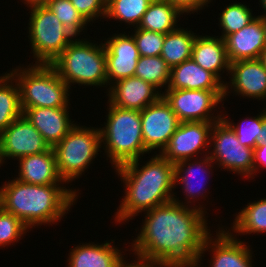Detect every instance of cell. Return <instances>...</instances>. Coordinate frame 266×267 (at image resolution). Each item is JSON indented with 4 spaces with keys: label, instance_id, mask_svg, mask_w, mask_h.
Wrapping results in <instances>:
<instances>
[{
    "label": "cell",
    "instance_id": "obj_41",
    "mask_svg": "<svg viewBox=\"0 0 266 267\" xmlns=\"http://www.w3.org/2000/svg\"><path fill=\"white\" fill-rule=\"evenodd\" d=\"M49 0H22V3L27 5V7L45 5Z\"/></svg>",
    "mask_w": 266,
    "mask_h": 267
},
{
    "label": "cell",
    "instance_id": "obj_44",
    "mask_svg": "<svg viewBox=\"0 0 266 267\" xmlns=\"http://www.w3.org/2000/svg\"><path fill=\"white\" fill-rule=\"evenodd\" d=\"M263 21V25H264V28H265V33H266V14H263V15H259Z\"/></svg>",
    "mask_w": 266,
    "mask_h": 267
},
{
    "label": "cell",
    "instance_id": "obj_31",
    "mask_svg": "<svg viewBox=\"0 0 266 267\" xmlns=\"http://www.w3.org/2000/svg\"><path fill=\"white\" fill-rule=\"evenodd\" d=\"M252 9L246 4L241 2L231 3L219 13V26L222 28V35L220 36L224 39L226 36L233 34L243 27L247 26L253 19L257 16H253Z\"/></svg>",
    "mask_w": 266,
    "mask_h": 267
},
{
    "label": "cell",
    "instance_id": "obj_20",
    "mask_svg": "<svg viewBox=\"0 0 266 267\" xmlns=\"http://www.w3.org/2000/svg\"><path fill=\"white\" fill-rule=\"evenodd\" d=\"M203 157H201L199 159L195 158L194 161H191V159H186V160H182V161H179V162L174 164V167H175V186H178V185L181 186V184H182L181 188H182V190H184L183 194L185 193L184 194L185 195V198H184L185 202L184 203H183V201L181 202V200L174 197L173 200L175 202L182 204V205H185V206H188V207H192L191 205L193 204V202L195 203V201H197V198L199 196L202 199H205L208 196V195H206L207 191L204 188L205 186H203V185H206V182L204 180H206L205 178L207 176L205 177L203 172L206 175L207 174L209 175L215 164L212 161V159L209 157V154L204 155ZM209 170H211V171H209ZM197 173H199V174H197ZM195 179H197V180L195 181ZM198 180H200V182ZM201 180H203V181H201ZM195 182L196 183L199 182V184L197 183L198 184L197 185V184H195ZM195 198H196V200H193Z\"/></svg>",
    "mask_w": 266,
    "mask_h": 267
},
{
    "label": "cell",
    "instance_id": "obj_27",
    "mask_svg": "<svg viewBox=\"0 0 266 267\" xmlns=\"http://www.w3.org/2000/svg\"><path fill=\"white\" fill-rule=\"evenodd\" d=\"M235 219L232 225V232L228 228L227 231L232 236L236 235H250L265 233L266 232V198H261L260 200L249 202L238 214L234 215ZM234 232V234H233ZM238 233V234H237Z\"/></svg>",
    "mask_w": 266,
    "mask_h": 267
},
{
    "label": "cell",
    "instance_id": "obj_2",
    "mask_svg": "<svg viewBox=\"0 0 266 267\" xmlns=\"http://www.w3.org/2000/svg\"><path fill=\"white\" fill-rule=\"evenodd\" d=\"M152 156L142 167L141 158L130 161L114 170L124 184L125 196L115 213V223L121 224L134 219L138 213L173 201L177 197L172 190L175 186L174 163L161 154Z\"/></svg>",
    "mask_w": 266,
    "mask_h": 267
},
{
    "label": "cell",
    "instance_id": "obj_37",
    "mask_svg": "<svg viewBox=\"0 0 266 267\" xmlns=\"http://www.w3.org/2000/svg\"><path fill=\"white\" fill-rule=\"evenodd\" d=\"M172 2L184 15L191 14L200 11L204 6L208 7V4L212 0H169Z\"/></svg>",
    "mask_w": 266,
    "mask_h": 267
},
{
    "label": "cell",
    "instance_id": "obj_40",
    "mask_svg": "<svg viewBox=\"0 0 266 267\" xmlns=\"http://www.w3.org/2000/svg\"><path fill=\"white\" fill-rule=\"evenodd\" d=\"M258 144H266V108L262 109V132L258 138Z\"/></svg>",
    "mask_w": 266,
    "mask_h": 267
},
{
    "label": "cell",
    "instance_id": "obj_28",
    "mask_svg": "<svg viewBox=\"0 0 266 267\" xmlns=\"http://www.w3.org/2000/svg\"><path fill=\"white\" fill-rule=\"evenodd\" d=\"M22 115L18 84L6 72L0 76V133Z\"/></svg>",
    "mask_w": 266,
    "mask_h": 267
},
{
    "label": "cell",
    "instance_id": "obj_29",
    "mask_svg": "<svg viewBox=\"0 0 266 267\" xmlns=\"http://www.w3.org/2000/svg\"><path fill=\"white\" fill-rule=\"evenodd\" d=\"M170 72L171 67L161 56H140L134 76L152 84L163 93L161 90L164 86L167 89Z\"/></svg>",
    "mask_w": 266,
    "mask_h": 267
},
{
    "label": "cell",
    "instance_id": "obj_18",
    "mask_svg": "<svg viewBox=\"0 0 266 267\" xmlns=\"http://www.w3.org/2000/svg\"><path fill=\"white\" fill-rule=\"evenodd\" d=\"M69 107L27 108L23 115L40 132L50 147L59 143L77 124L69 116Z\"/></svg>",
    "mask_w": 266,
    "mask_h": 267
},
{
    "label": "cell",
    "instance_id": "obj_33",
    "mask_svg": "<svg viewBox=\"0 0 266 267\" xmlns=\"http://www.w3.org/2000/svg\"><path fill=\"white\" fill-rule=\"evenodd\" d=\"M260 112L256 117L248 116L237 125L230 121L231 119L227 117V114H223L222 118L234 130L241 145L254 149L258 145V138L262 132V111Z\"/></svg>",
    "mask_w": 266,
    "mask_h": 267
},
{
    "label": "cell",
    "instance_id": "obj_43",
    "mask_svg": "<svg viewBox=\"0 0 266 267\" xmlns=\"http://www.w3.org/2000/svg\"><path fill=\"white\" fill-rule=\"evenodd\" d=\"M259 2H260L259 5H261L262 9H264L263 12H265V13H263V14H266V0H259Z\"/></svg>",
    "mask_w": 266,
    "mask_h": 267
},
{
    "label": "cell",
    "instance_id": "obj_14",
    "mask_svg": "<svg viewBox=\"0 0 266 267\" xmlns=\"http://www.w3.org/2000/svg\"><path fill=\"white\" fill-rule=\"evenodd\" d=\"M223 228L224 226L221 229L219 227V230L215 231V238L211 233L205 238L195 267H200L202 258L207 251L213 254L209 260L210 267H252L253 252L250 247L245 244L246 242L237 239V236L235 238L226 228Z\"/></svg>",
    "mask_w": 266,
    "mask_h": 267
},
{
    "label": "cell",
    "instance_id": "obj_32",
    "mask_svg": "<svg viewBox=\"0 0 266 267\" xmlns=\"http://www.w3.org/2000/svg\"><path fill=\"white\" fill-rule=\"evenodd\" d=\"M45 6L75 37L81 35L80 33L84 29L87 30L88 22L80 15L70 0H49Z\"/></svg>",
    "mask_w": 266,
    "mask_h": 267
},
{
    "label": "cell",
    "instance_id": "obj_4",
    "mask_svg": "<svg viewBox=\"0 0 266 267\" xmlns=\"http://www.w3.org/2000/svg\"><path fill=\"white\" fill-rule=\"evenodd\" d=\"M107 107L105 126L99 128L101 146L115 169L149 152L143 142L141 111L123 109L110 103Z\"/></svg>",
    "mask_w": 266,
    "mask_h": 267
},
{
    "label": "cell",
    "instance_id": "obj_9",
    "mask_svg": "<svg viewBox=\"0 0 266 267\" xmlns=\"http://www.w3.org/2000/svg\"><path fill=\"white\" fill-rule=\"evenodd\" d=\"M209 149H212L209 157L218 168L245 179H254V149L241 145L236 133L223 118L213 124Z\"/></svg>",
    "mask_w": 266,
    "mask_h": 267
},
{
    "label": "cell",
    "instance_id": "obj_42",
    "mask_svg": "<svg viewBox=\"0 0 266 267\" xmlns=\"http://www.w3.org/2000/svg\"><path fill=\"white\" fill-rule=\"evenodd\" d=\"M258 59L260 60L262 65L266 68V47L262 50Z\"/></svg>",
    "mask_w": 266,
    "mask_h": 267
},
{
    "label": "cell",
    "instance_id": "obj_24",
    "mask_svg": "<svg viewBox=\"0 0 266 267\" xmlns=\"http://www.w3.org/2000/svg\"><path fill=\"white\" fill-rule=\"evenodd\" d=\"M167 89L224 90V84L191 58L171 68Z\"/></svg>",
    "mask_w": 266,
    "mask_h": 267
},
{
    "label": "cell",
    "instance_id": "obj_35",
    "mask_svg": "<svg viewBox=\"0 0 266 267\" xmlns=\"http://www.w3.org/2000/svg\"><path fill=\"white\" fill-rule=\"evenodd\" d=\"M132 33L140 56H160L165 34L133 28Z\"/></svg>",
    "mask_w": 266,
    "mask_h": 267
},
{
    "label": "cell",
    "instance_id": "obj_26",
    "mask_svg": "<svg viewBox=\"0 0 266 267\" xmlns=\"http://www.w3.org/2000/svg\"><path fill=\"white\" fill-rule=\"evenodd\" d=\"M180 27L165 34L160 56L172 68L191 59L196 33Z\"/></svg>",
    "mask_w": 266,
    "mask_h": 267
},
{
    "label": "cell",
    "instance_id": "obj_3",
    "mask_svg": "<svg viewBox=\"0 0 266 267\" xmlns=\"http://www.w3.org/2000/svg\"><path fill=\"white\" fill-rule=\"evenodd\" d=\"M78 191L64 185L27 184L13 178L0 187V207L33 229L60 222L78 199Z\"/></svg>",
    "mask_w": 266,
    "mask_h": 267
},
{
    "label": "cell",
    "instance_id": "obj_13",
    "mask_svg": "<svg viewBox=\"0 0 266 267\" xmlns=\"http://www.w3.org/2000/svg\"><path fill=\"white\" fill-rule=\"evenodd\" d=\"M180 121L170 105L161 97L141 110V128L146 150L159 154L166 148Z\"/></svg>",
    "mask_w": 266,
    "mask_h": 267
},
{
    "label": "cell",
    "instance_id": "obj_12",
    "mask_svg": "<svg viewBox=\"0 0 266 267\" xmlns=\"http://www.w3.org/2000/svg\"><path fill=\"white\" fill-rule=\"evenodd\" d=\"M51 147L40 132L22 115L0 133V161L18 160L27 155L46 152Z\"/></svg>",
    "mask_w": 266,
    "mask_h": 267
},
{
    "label": "cell",
    "instance_id": "obj_6",
    "mask_svg": "<svg viewBox=\"0 0 266 267\" xmlns=\"http://www.w3.org/2000/svg\"><path fill=\"white\" fill-rule=\"evenodd\" d=\"M18 66L9 74L17 82L22 111L34 107H69V86L51 65L34 64ZM70 89V90H69Z\"/></svg>",
    "mask_w": 266,
    "mask_h": 267
},
{
    "label": "cell",
    "instance_id": "obj_10",
    "mask_svg": "<svg viewBox=\"0 0 266 267\" xmlns=\"http://www.w3.org/2000/svg\"><path fill=\"white\" fill-rule=\"evenodd\" d=\"M162 97L180 122H216L223 117L213 110L225 101L224 90L166 89Z\"/></svg>",
    "mask_w": 266,
    "mask_h": 267
},
{
    "label": "cell",
    "instance_id": "obj_1",
    "mask_svg": "<svg viewBox=\"0 0 266 267\" xmlns=\"http://www.w3.org/2000/svg\"><path fill=\"white\" fill-rule=\"evenodd\" d=\"M193 205L188 207L173 200L146 211L129 251L172 267H195L211 230L204 205Z\"/></svg>",
    "mask_w": 266,
    "mask_h": 267
},
{
    "label": "cell",
    "instance_id": "obj_36",
    "mask_svg": "<svg viewBox=\"0 0 266 267\" xmlns=\"http://www.w3.org/2000/svg\"><path fill=\"white\" fill-rule=\"evenodd\" d=\"M80 15L91 24V21L105 18L107 0H70ZM98 18V19H96Z\"/></svg>",
    "mask_w": 266,
    "mask_h": 267
},
{
    "label": "cell",
    "instance_id": "obj_11",
    "mask_svg": "<svg viewBox=\"0 0 266 267\" xmlns=\"http://www.w3.org/2000/svg\"><path fill=\"white\" fill-rule=\"evenodd\" d=\"M213 124L214 122H180L161 155L174 164L186 159L194 160L196 155H204L205 152L208 155Z\"/></svg>",
    "mask_w": 266,
    "mask_h": 267
},
{
    "label": "cell",
    "instance_id": "obj_22",
    "mask_svg": "<svg viewBox=\"0 0 266 267\" xmlns=\"http://www.w3.org/2000/svg\"><path fill=\"white\" fill-rule=\"evenodd\" d=\"M69 253L67 267H120L124 259L119 247L113 246L109 240L102 244L80 243Z\"/></svg>",
    "mask_w": 266,
    "mask_h": 267
},
{
    "label": "cell",
    "instance_id": "obj_19",
    "mask_svg": "<svg viewBox=\"0 0 266 267\" xmlns=\"http://www.w3.org/2000/svg\"><path fill=\"white\" fill-rule=\"evenodd\" d=\"M230 63L239 60L258 59L266 47V33L258 15L247 26L224 38Z\"/></svg>",
    "mask_w": 266,
    "mask_h": 267
},
{
    "label": "cell",
    "instance_id": "obj_5",
    "mask_svg": "<svg viewBox=\"0 0 266 267\" xmlns=\"http://www.w3.org/2000/svg\"><path fill=\"white\" fill-rule=\"evenodd\" d=\"M74 39L50 64L69 86L108 87L104 43Z\"/></svg>",
    "mask_w": 266,
    "mask_h": 267
},
{
    "label": "cell",
    "instance_id": "obj_34",
    "mask_svg": "<svg viewBox=\"0 0 266 267\" xmlns=\"http://www.w3.org/2000/svg\"><path fill=\"white\" fill-rule=\"evenodd\" d=\"M29 228L16 216L0 207V247L10 246L23 238ZM22 237V238H21Z\"/></svg>",
    "mask_w": 266,
    "mask_h": 267
},
{
    "label": "cell",
    "instance_id": "obj_17",
    "mask_svg": "<svg viewBox=\"0 0 266 267\" xmlns=\"http://www.w3.org/2000/svg\"><path fill=\"white\" fill-rule=\"evenodd\" d=\"M107 90V103L137 111L143 110L162 97V93L155 86L135 76L120 79L112 83Z\"/></svg>",
    "mask_w": 266,
    "mask_h": 267
},
{
    "label": "cell",
    "instance_id": "obj_38",
    "mask_svg": "<svg viewBox=\"0 0 266 267\" xmlns=\"http://www.w3.org/2000/svg\"><path fill=\"white\" fill-rule=\"evenodd\" d=\"M137 258V260H136ZM126 259L122 260L120 263V267H172L171 265L161 263V262H154L151 260L143 259L141 257L136 256L134 261H130L132 263H127Z\"/></svg>",
    "mask_w": 266,
    "mask_h": 267
},
{
    "label": "cell",
    "instance_id": "obj_39",
    "mask_svg": "<svg viewBox=\"0 0 266 267\" xmlns=\"http://www.w3.org/2000/svg\"><path fill=\"white\" fill-rule=\"evenodd\" d=\"M260 168H266V144H258L254 148V175L259 173Z\"/></svg>",
    "mask_w": 266,
    "mask_h": 267
},
{
    "label": "cell",
    "instance_id": "obj_25",
    "mask_svg": "<svg viewBox=\"0 0 266 267\" xmlns=\"http://www.w3.org/2000/svg\"><path fill=\"white\" fill-rule=\"evenodd\" d=\"M183 13L169 0H153L138 27L143 30L167 34L178 28Z\"/></svg>",
    "mask_w": 266,
    "mask_h": 267
},
{
    "label": "cell",
    "instance_id": "obj_8",
    "mask_svg": "<svg viewBox=\"0 0 266 267\" xmlns=\"http://www.w3.org/2000/svg\"><path fill=\"white\" fill-rule=\"evenodd\" d=\"M28 38L35 64L50 65L76 38L45 5L30 7Z\"/></svg>",
    "mask_w": 266,
    "mask_h": 267
},
{
    "label": "cell",
    "instance_id": "obj_16",
    "mask_svg": "<svg viewBox=\"0 0 266 267\" xmlns=\"http://www.w3.org/2000/svg\"><path fill=\"white\" fill-rule=\"evenodd\" d=\"M105 40L108 85L134 76L140 55L133 35L115 33Z\"/></svg>",
    "mask_w": 266,
    "mask_h": 267
},
{
    "label": "cell",
    "instance_id": "obj_23",
    "mask_svg": "<svg viewBox=\"0 0 266 267\" xmlns=\"http://www.w3.org/2000/svg\"><path fill=\"white\" fill-rule=\"evenodd\" d=\"M218 37V38H217ZM203 69L213 73L223 84L222 73L228 72L230 62L227 57L224 39L219 36L197 35L192 48L191 57ZM221 71H223L221 73Z\"/></svg>",
    "mask_w": 266,
    "mask_h": 267
},
{
    "label": "cell",
    "instance_id": "obj_7",
    "mask_svg": "<svg viewBox=\"0 0 266 267\" xmlns=\"http://www.w3.org/2000/svg\"><path fill=\"white\" fill-rule=\"evenodd\" d=\"M101 146L100 129L79 126L72 130L54 147L57 169L60 177L67 184L79 179L99 154Z\"/></svg>",
    "mask_w": 266,
    "mask_h": 267
},
{
    "label": "cell",
    "instance_id": "obj_15",
    "mask_svg": "<svg viewBox=\"0 0 266 267\" xmlns=\"http://www.w3.org/2000/svg\"><path fill=\"white\" fill-rule=\"evenodd\" d=\"M229 75L230 81L224 84L225 100L230 91L243 98L266 100V68L259 59L230 63Z\"/></svg>",
    "mask_w": 266,
    "mask_h": 267
},
{
    "label": "cell",
    "instance_id": "obj_30",
    "mask_svg": "<svg viewBox=\"0 0 266 267\" xmlns=\"http://www.w3.org/2000/svg\"><path fill=\"white\" fill-rule=\"evenodd\" d=\"M153 0H107L105 18L126 23L135 28ZM123 21V22H122Z\"/></svg>",
    "mask_w": 266,
    "mask_h": 267
},
{
    "label": "cell",
    "instance_id": "obj_21",
    "mask_svg": "<svg viewBox=\"0 0 266 267\" xmlns=\"http://www.w3.org/2000/svg\"><path fill=\"white\" fill-rule=\"evenodd\" d=\"M19 181L33 185H64L57 169L56 155L51 147L48 151L19 158Z\"/></svg>",
    "mask_w": 266,
    "mask_h": 267
}]
</instances>
